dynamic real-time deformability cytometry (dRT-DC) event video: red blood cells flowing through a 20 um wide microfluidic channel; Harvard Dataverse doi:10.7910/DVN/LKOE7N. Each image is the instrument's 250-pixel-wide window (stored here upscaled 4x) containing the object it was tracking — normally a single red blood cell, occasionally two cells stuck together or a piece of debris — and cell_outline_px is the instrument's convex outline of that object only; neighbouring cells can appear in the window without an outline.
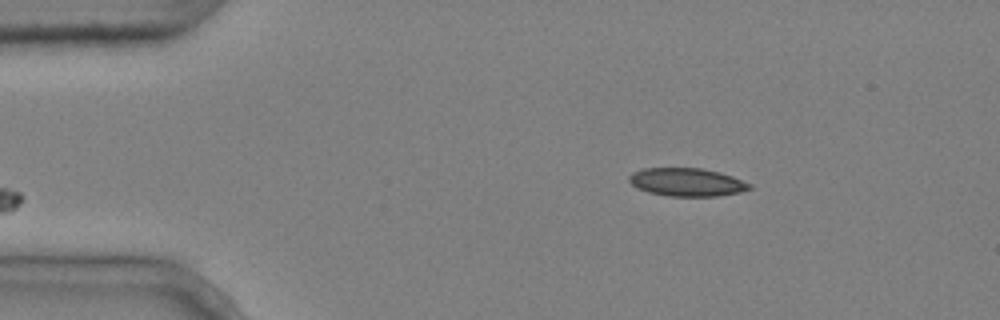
{"species": "common noctule bat (a hibernating species)", "species_latin": "Nyctalus noctula", "temperature_condition": "cold", "stored_images_in_passage": 4, "camera_frame_rate_fps": 3000, "um_per_image_px": 0.085, "animal": {"sex": "male", "body_mass_g": 20.4}, "frame": {"image": 1, "passage_image": 2, "time_ms": 0.333, "image_size_px": [1000, 320], "cell_outline_px": [[752, 188], [740, 192], [716, 196], [672, 196], [648, 192], [632, 184], [628, 180], [628, 176], [632, 172], [644, 168], [700, 168], [720, 172], [732, 176], [752, 184]], "centroid_in_image_um": [58.4, 15.47], "position_along_channel_um": 26.6, "area_um2": 19.65}}
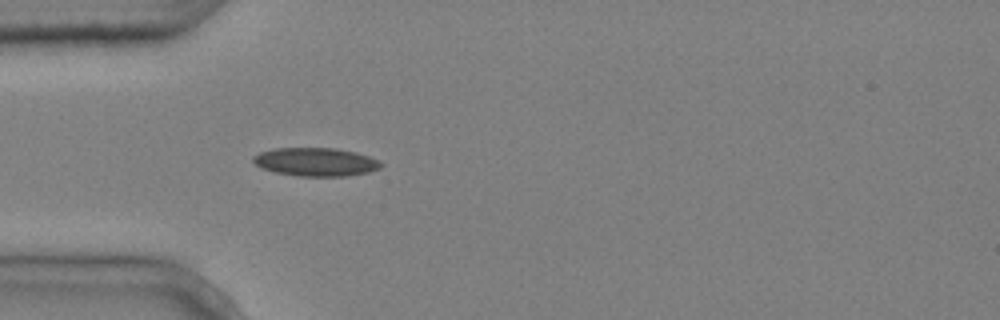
{"frame": {"image": 2, "passage_image": 4, "time_ms": 1.0, "image_size_px": [1000, 320], "cell_outline_px": [[384, 164], [380, 168], [368, 172], [344, 176], [300, 176], [276, 172], [260, 168], [252, 160], [252, 156], [260, 152], [276, 148], [336, 148], [356, 152], [368, 156]], "centroid_in_image_um": [26.82, 13.76], "position_along_channel_um": 58.2, "area_um2": 21.04}}